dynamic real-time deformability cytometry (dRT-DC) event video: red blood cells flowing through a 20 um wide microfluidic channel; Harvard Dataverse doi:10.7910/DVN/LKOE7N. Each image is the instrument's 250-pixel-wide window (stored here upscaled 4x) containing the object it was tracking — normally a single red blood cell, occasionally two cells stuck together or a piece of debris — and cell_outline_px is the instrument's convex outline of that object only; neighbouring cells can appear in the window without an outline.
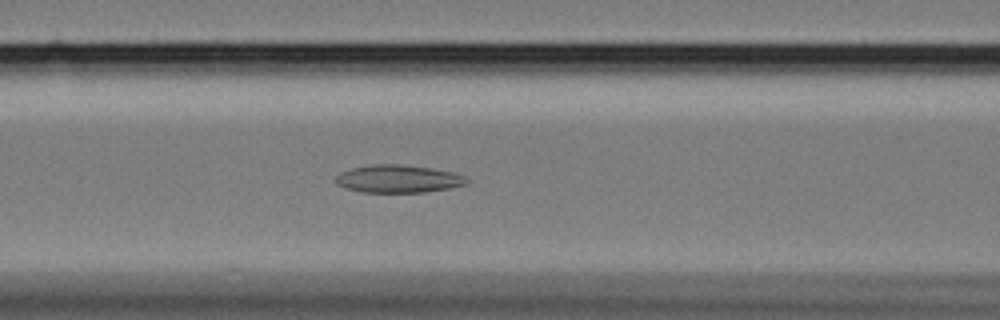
{"species": "Egyptian fruit bat (a non-hibernating species)", "species_latin": "Rousettus aegyptiacus", "temperature_condition": "cold", "stored_images_in_passage": 45, "camera_frame_rate_fps": 3000, "um_per_image_px": 0.085, "animal": {"sex": "female"}, "frame": {"image": 1, "passage_image": 11, "time_ms": 3.333, "image_size_px": [1000, 320], "cell_outline_px": [[472, 180], [468, 184], [428, 192], [360, 192], [344, 188], [336, 184], [336, 176], [340, 172], [352, 168], [376, 164], [400, 164], [432, 168], [452, 172], [468, 176]], "centroid_in_image_um": [33.9, 15.2], "position_along_channel_um": 132.7, "area_um2": 21.44}}
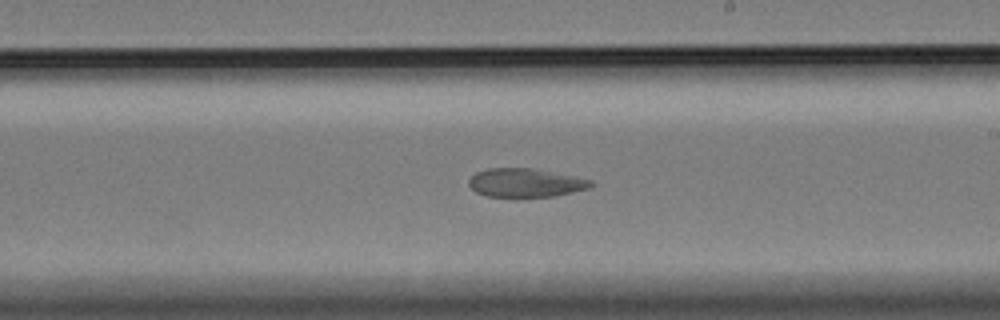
{"frame": {"image": 2, "passage_image": 21, "time_ms": 6.667, "image_size_px": [1000, 320], "cell_outline_px": [[596, 184], [592, 188], [556, 196], [516, 200], [488, 196], [476, 192], [468, 184], [468, 180], [476, 172], [488, 168], [532, 168], [576, 176], [592, 180]], "centroid_in_image_um": [44.71, 15.58], "position_along_channel_um": 244.3, "area_um2": 21.44}}
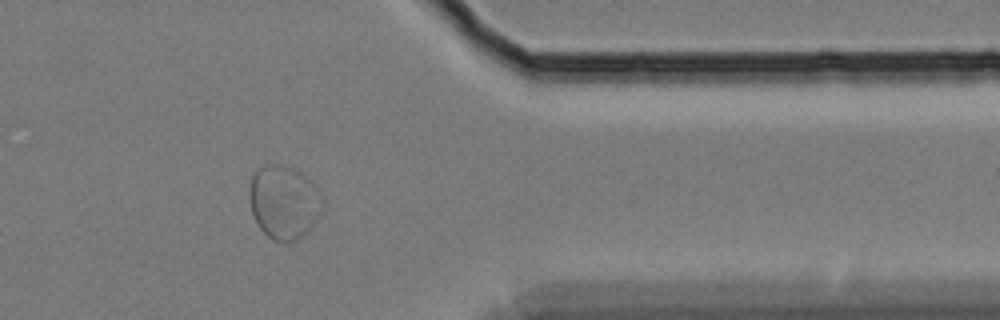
{"frame": {"image": 3, "passage_image": 35, "time_ms": 11.333, "image_size_px": [1000, 320], "cell_outline_px": [[324, 212], [308, 232], [292, 244], [272, 240], [260, 228], [252, 212], [248, 196], [252, 172], [256, 168], [264, 164], [280, 164], [292, 168], [308, 176], [316, 184], [324, 200]], "centroid_in_image_um": [24.18, 17.18], "position_along_channel_um": 387.2, "area_um2": 32.48}, "authors_computed_cell_mechanics": {"area_um2": 21.7906, "velocity_mm_per_s": 3.3497, "shape_relaxation_time_tau1_ms": null, "shape_relaxation_time_tau2_ms": 2.5966, "deformation_change_tau1": null, "deformation_change_tau2": 0.0628}}